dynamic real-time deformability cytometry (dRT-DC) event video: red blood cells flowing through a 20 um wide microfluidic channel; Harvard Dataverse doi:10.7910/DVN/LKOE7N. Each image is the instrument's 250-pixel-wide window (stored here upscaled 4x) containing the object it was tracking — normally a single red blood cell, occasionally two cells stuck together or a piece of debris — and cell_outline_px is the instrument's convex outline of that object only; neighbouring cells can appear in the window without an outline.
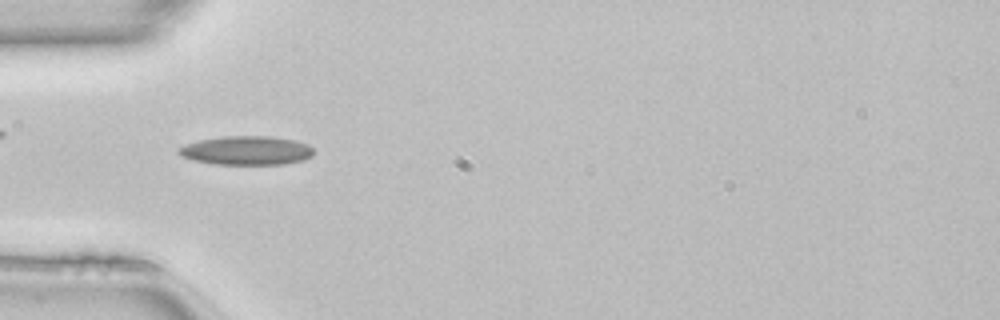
{"species": "common noctule bat (a hibernating species)", "species_latin": "Nyctalus noctula", "temperature_condition": "room temperature", "stored_images_in_passage": 49, "camera_frame_rate_fps": 3000, "um_per_image_px": 0.085, "animal": {"sex": "female", "body_mass_g": 22.7, "forearm_length_mm": 54.2}, "frame": {"image": 1, "passage_image": 15, "time_ms": 4.667, "image_size_px": [1000, 320], "cell_outline_px": [[312, 156], [304, 160], [284, 164], [216, 164], [192, 160], [176, 152], [176, 148], [200, 140], [224, 136], [272, 136], [296, 140], [308, 144], [312, 148]], "centroid_in_image_um": [20.97, 12.79], "position_along_channel_um": 64.0, "area_um2": 22.72}}
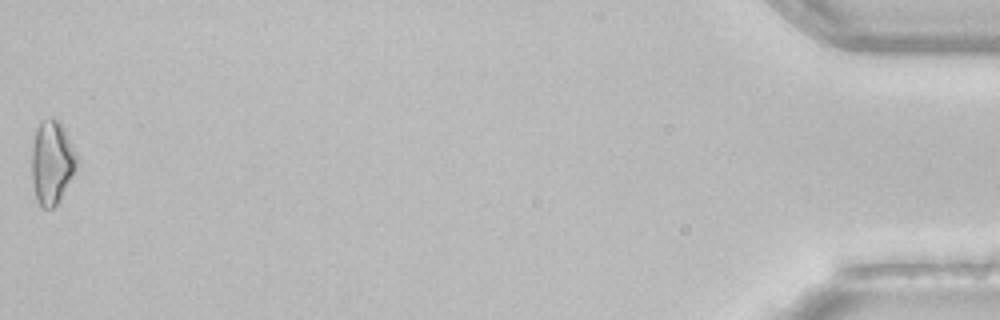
{"frame": {"image": 2, "passage_image": 49, "time_ms": 16.0, "image_size_px": [1000, 320], "cell_outline_px": [[76, 168], [72, 176], [56, 204], [52, 208], [44, 208], [40, 204], [36, 196], [32, 180], [32, 148], [36, 128], [40, 120], [52, 116], [64, 128], [76, 152]], "centroid_in_image_um": [4.39, 13.74], "position_along_channel_um": 430.8, "area_um2": 21.56}}